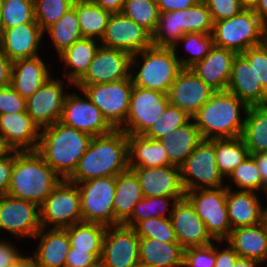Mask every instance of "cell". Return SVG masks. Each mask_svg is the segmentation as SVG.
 I'll use <instances>...</instances> for the list:
<instances>
[{
	"instance_id": "cell-43",
	"label": "cell",
	"mask_w": 267,
	"mask_h": 267,
	"mask_svg": "<svg viewBox=\"0 0 267 267\" xmlns=\"http://www.w3.org/2000/svg\"><path fill=\"white\" fill-rule=\"evenodd\" d=\"M190 119L191 116L184 110L169 103L163 114L159 116L155 122H153L143 136L153 140H159L168 133L182 127Z\"/></svg>"
},
{
	"instance_id": "cell-8",
	"label": "cell",
	"mask_w": 267,
	"mask_h": 267,
	"mask_svg": "<svg viewBox=\"0 0 267 267\" xmlns=\"http://www.w3.org/2000/svg\"><path fill=\"white\" fill-rule=\"evenodd\" d=\"M81 198L82 221L116 226L114 215L116 176L94 178L76 183Z\"/></svg>"
},
{
	"instance_id": "cell-4",
	"label": "cell",
	"mask_w": 267,
	"mask_h": 267,
	"mask_svg": "<svg viewBox=\"0 0 267 267\" xmlns=\"http://www.w3.org/2000/svg\"><path fill=\"white\" fill-rule=\"evenodd\" d=\"M241 108L246 114L249 106L227 90L216 91L191 118L203 139L236 138L244 129Z\"/></svg>"
},
{
	"instance_id": "cell-48",
	"label": "cell",
	"mask_w": 267,
	"mask_h": 267,
	"mask_svg": "<svg viewBox=\"0 0 267 267\" xmlns=\"http://www.w3.org/2000/svg\"><path fill=\"white\" fill-rule=\"evenodd\" d=\"M229 177H231V181L236 183L240 190L258 191L261 189L264 192L267 191L251 154L233 170Z\"/></svg>"
},
{
	"instance_id": "cell-45",
	"label": "cell",
	"mask_w": 267,
	"mask_h": 267,
	"mask_svg": "<svg viewBox=\"0 0 267 267\" xmlns=\"http://www.w3.org/2000/svg\"><path fill=\"white\" fill-rule=\"evenodd\" d=\"M180 41L184 42L187 51L192 54L187 58H179L177 56L182 68H190L196 62L203 60L214 46L212 34L186 33L177 41V44L173 47L174 50H177L176 47L179 46L178 43Z\"/></svg>"
},
{
	"instance_id": "cell-3",
	"label": "cell",
	"mask_w": 267,
	"mask_h": 267,
	"mask_svg": "<svg viewBox=\"0 0 267 267\" xmlns=\"http://www.w3.org/2000/svg\"><path fill=\"white\" fill-rule=\"evenodd\" d=\"M37 151L15 150L7 195L40 207L62 179Z\"/></svg>"
},
{
	"instance_id": "cell-19",
	"label": "cell",
	"mask_w": 267,
	"mask_h": 267,
	"mask_svg": "<svg viewBox=\"0 0 267 267\" xmlns=\"http://www.w3.org/2000/svg\"><path fill=\"white\" fill-rule=\"evenodd\" d=\"M62 85V81L50 76L33 95L26 99V112L40 129L60 121L67 95L64 94Z\"/></svg>"
},
{
	"instance_id": "cell-42",
	"label": "cell",
	"mask_w": 267,
	"mask_h": 267,
	"mask_svg": "<svg viewBox=\"0 0 267 267\" xmlns=\"http://www.w3.org/2000/svg\"><path fill=\"white\" fill-rule=\"evenodd\" d=\"M33 21L34 0H4L0 10V31Z\"/></svg>"
},
{
	"instance_id": "cell-61",
	"label": "cell",
	"mask_w": 267,
	"mask_h": 267,
	"mask_svg": "<svg viewBox=\"0 0 267 267\" xmlns=\"http://www.w3.org/2000/svg\"><path fill=\"white\" fill-rule=\"evenodd\" d=\"M261 21L267 26V0H259L253 9Z\"/></svg>"
},
{
	"instance_id": "cell-44",
	"label": "cell",
	"mask_w": 267,
	"mask_h": 267,
	"mask_svg": "<svg viewBox=\"0 0 267 267\" xmlns=\"http://www.w3.org/2000/svg\"><path fill=\"white\" fill-rule=\"evenodd\" d=\"M177 201L173 197H143L134 207L131 216L123 223L124 226L133 228L138 222L148 218H170V214L166 215L165 211L168 208L169 200ZM158 206V207H157ZM157 209V210H156Z\"/></svg>"
},
{
	"instance_id": "cell-60",
	"label": "cell",
	"mask_w": 267,
	"mask_h": 267,
	"mask_svg": "<svg viewBox=\"0 0 267 267\" xmlns=\"http://www.w3.org/2000/svg\"><path fill=\"white\" fill-rule=\"evenodd\" d=\"M96 5L112 13H120L125 0H92Z\"/></svg>"
},
{
	"instance_id": "cell-16",
	"label": "cell",
	"mask_w": 267,
	"mask_h": 267,
	"mask_svg": "<svg viewBox=\"0 0 267 267\" xmlns=\"http://www.w3.org/2000/svg\"><path fill=\"white\" fill-rule=\"evenodd\" d=\"M84 96L86 99L75 93H67L60 122L92 137L112 132L115 128L99 108L85 94Z\"/></svg>"
},
{
	"instance_id": "cell-35",
	"label": "cell",
	"mask_w": 267,
	"mask_h": 267,
	"mask_svg": "<svg viewBox=\"0 0 267 267\" xmlns=\"http://www.w3.org/2000/svg\"><path fill=\"white\" fill-rule=\"evenodd\" d=\"M99 46L96 39L83 37L59 55L72 68L66 74L70 84L75 85L85 75Z\"/></svg>"
},
{
	"instance_id": "cell-51",
	"label": "cell",
	"mask_w": 267,
	"mask_h": 267,
	"mask_svg": "<svg viewBox=\"0 0 267 267\" xmlns=\"http://www.w3.org/2000/svg\"><path fill=\"white\" fill-rule=\"evenodd\" d=\"M213 22L231 18L239 14L244 8L240 0H203Z\"/></svg>"
},
{
	"instance_id": "cell-22",
	"label": "cell",
	"mask_w": 267,
	"mask_h": 267,
	"mask_svg": "<svg viewBox=\"0 0 267 267\" xmlns=\"http://www.w3.org/2000/svg\"><path fill=\"white\" fill-rule=\"evenodd\" d=\"M171 222L177 242L184 248L206 246L212 238L207 233L204 222L197 215L194 206L186 198L173 201Z\"/></svg>"
},
{
	"instance_id": "cell-24",
	"label": "cell",
	"mask_w": 267,
	"mask_h": 267,
	"mask_svg": "<svg viewBox=\"0 0 267 267\" xmlns=\"http://www.w3.org/2000/svg\"><path fill=\"white\" fill-rule=\"evenodd\" d=\"M39 130L26 111L0 115V135L12 150L37 151Z\"/></svg>"
},
{
	"instance_id": "cell-37",
	"label": "cell",
	"mask_w": 267,
	"mask_h": 267,
	"mask_svg": "<svg viewBox=\"0 0 267 267\" xmlns=\"http://www.w3.org/2000/svg\"><path fill=\"white\" fill-rule=\"evenodd\" d=\"M73 6L77 13L82 36L99 39L98 42H100L111 13L96 5L92 0H75Z\"/></svg>"
},
{
	"instance_id": "cell-38",
	"label": "cell",
	"mask_w": 267,
	"mask_h": 267,
	"mask_svg": "<svg viewBox=\"0 0 267 267\" xmlns=\"http://www.w3.org/2000/svg\"><path fill=\"white\" fill-rule=\"evenodd\" d=\"M65 229L72 248L92 253L100 260L107 226L82 221Z\"/></svg>"
},
{
	"instance_id": "cell-31",
	"label": "cell",
	"mask_w": 267,
	"mask_h": 267,
	"mask_svg": "<svg viewBox=\"0 0 267 267\" xmlns=\"http://www.w3.org/2000/svg\"><path fill=\"white\" fill-rule=\"evenodd\" d=\"M191 120L159 139L174 166L180 167L203 140L195 122Z\"/></svg>"
},
{
	"instance_id": "cell-2",
	"label": "cell",
	"mask_w": 267,
	"mask_h": 267,
	"mask_svg": "<svg viewBox=\"0 0 267 267\" xmlns=\"http://www.w3.org/2000/svg\"><path fill=\"white\" fill-rule=\"evenodd\" d=\"M41 129L37 152L61 179H68L93 137L60 121Z\"/></svg>"
},
{
	"instance_id": "cell-40",
	"label": "cell",
	"mask_w": 267,
	"mask_h": 267,
	"mask_svg": "<svg viewBox=\"0 0 267 267\" xmlns=\"http://www.w3.org/2000/svg\"><path fill=\"white\" fill-rule=\"evenodd\" d=\"M52 38L53 45L60 55L74 42L83 38L75 7L69 9L56 23L45 31Z\"/></svg>"
},
{
	"instance_id": "cell-11",
	"label": "cell",
	"mask_w": 267,
	"mask_h": 267,
	"mask_svg": "<svg viewBox=\"0 0 267 267\" xmlns=\"http://www.w3.org/2000/svg\"><path fill=\"white\" fill-rule=\"evenodd\" d=\"M185 197L204 222L207 233L215 241H225L231 232L226 206L227 187L187 191Z\"/></svg>"
},
{
	"instance_id": "cell-66",
	"label": "cell",
	"mask_w": 267,
	"mask_h": 267,
	"mask_svg": "<svg viewBox=\"0 0 267 267\" xmlns=\"http://www.w3.org/2000/svg\"><path fill=\"white\" fill-rule=\"evenodd\" d=\"M261 224L264 227V230L267 234V208H264L262 210V215H261Z\"/></svg>"
},
{
	"instance_id": "cell-12",
	"label": "cell",
	"mask_w": 267,
	"mask_h": 267,
	"mask_svg": "<svg viewBox=\"0 0 267 267\" xmlns=\"http://www.w3.org/2000/svg\"><path fill=\"white\" fill-rule=\"evenodd\" d=\"M180 174L185 192L225 186L216 164L215 139H203L180 166Z\"/></svg>"
},
{
	"instance_id": "cell-20",
	"label": "cell",
	"mask_w": 267,
	"mask_h": 267,
	"mask_svg": "<svg viewBox=\"0 0 267 267\" xmlns=\"http://www.w3.org/2000/svg\"><path fill=\"white\" fill-rule=\"evenodd\" d=\"M137 176L143 197H173L177 201L185 197L180 167H129Z\"/></svg>"
},
{
	"instance_id": "cell-47",
	"label": "cell",
	"mask_w": 267,
	"mask_h": 267,
	"mask_svg": "<svg viewBox=\"0 0 267 267\" xmlns=\"http://www.w3.org/2000/svg\"><path fill=\"white\" fill-rule=\"evenodd\" d=\"M75 0H34L35 20L43 31L56 23L69 9Z\"/></svg>"
},
{
	"instance_id": "cell-28",
	"label": "cell",
	"mask_w": 267,
	"mask_h": 267,
	"mask_svg": "<svg viewBox=\"0 0 267 267\" xmlns=\"http://www.w3.org/2000/svg\"><path fill=\"white\" fill-rule=\"evenodd\" d=\"M40 238L38 249L33 252L40 267H65L71 248L66 229L41 227L34 238Z\"/></svg>"
},
{
	"instance_id": "cell-59",
	"label": "cell",
	"mask_w": 267,
	"mask_h": 267,
	"mask_svg": "<svg viewBox=\"0 0 267 267\" xmlns=\"http://www.w3.org/2000/svg\"><path fill=\"white\" fill-rule=\"evenodd\" d=\"M259 169L263 185L267 188V152L251 154Z\"/></svg>"
},
{
	"instance_id": "cell-17",
	"label": "cell",
	"mask_w": 267,
	"mask_h": 267,
	"mask_svg": "<svg viewBox=\"0 0 267 267\" xmlns=\"http://www.w3.org/2000/svg\"><path fill=\"white\" fill-rule=\"evenodd\" d=\"M131 55L123 50L99 46L88 71L75 85H93L123 80L131 75Z\"/></svg>"
},
{
	"instance_id": "cell-5",
	"label": "cell",
	"mask_w": 267,
	"mask_h": 267,
	"mask_svg": "<svg viewBox=\"0 0 267 267\" xmlns=\"http://www.w3.org/2000/svg\"><path fill=\"white\" fill-rule=\"evenodd\" d=\"M213 24L209 9L200 0L188 9L160 12L152 42L155 47L173 48L186 33L212 34Z\"/></svg>"
},
{
	"instance_id": "cell-6",
	"label": "cell",
	"mask_w": 267,
	"mask_h": 267,
	"mask_svg": "<svg viewBox=\"0 0 267 267\" xmlns=\"http://www.w3.org/2000/svg\"><path fill=\"white\" fill-rule=\"evenodd\" d=\"M212 36L215 46L242 54L267 40V26L253 9H243L231 18L214 22Z\"/></svg>"
},
{
	"instance_id": "cell-18",
	"label": "cell",
	"mask_w": 267,
	"mask_h": 267,
	"mask_svg": "<svg viewBox=\"0 0 267 267\" xmlns=\"http://www.w3.org/2000/svg\"><path fill=\"white\" fill-rule=\"evenodd\" d=\"M8 230L17 237H31L40 231L39 207L30 201L9 195L0 197V230Z\"/></svg>"
},
{
	"instance_id": "cell-15",
	"label": "cell",
	"mask_w": 267,
	"mask_h": 267,
	"mask_svg": "<svg viewBox=\"0 0 267 267\" xmlns=\"http://www.w3.org/2000/svg\"><path fill=\"white\" fill-rule=\"evenodd\" d=\"M100 42L102 46L123 50L131 56L153 45L152 35L121 12L110 15Z\"/></svg>"
},
{
	"instance_id": "cell-32",
	"label": "cell",
	"mask_w": 267,
	"mask_h": 267,
	"mask_svg": "<svg viewBox=\"0 0 267 267\" xmlns=\"http://www.w3.org/2000/svg\"><path fill=\"white\" fill-rule=\"evenodd\" d=\"M127 142L129 167L151 168L172 165L159 140L146 138L143 135H127Z\"/></svg>"
},
{
	"instance_id": "cell-13",
	"label": "cell",
	"mask_w": 267,
	"mask_h": 267,
	"mask_svg": "<svg viewBox=\"0 0 267 267\" xmlns=\"http://www.w3.org/2000/svg\"><path fill=\"white\" fill-rule=\"evenodd\" d=\"M169 103L168 94L133 85L125 125L119 129L127 135H143Z\"/></svg>"
},
{
	"instance_id": "cell-25",
	"label": "cell",
	"mask_w": 267,
	"mask_h": 267,
	"mask_svg": "<svg viewBox=\"0 0 267 267\" xmlns=\"http://www.w3.org/2000/svg\"><path fill=\"white\" fill-rule=\"evenodd\" d=\"M227 91L248 106L267 104V91L257 82L254 65L242 54L234 57Z\"/></svg>"
},
{
	"instance_id": "cell-53",
	"label": "cell",
	"mask_w": 267,
	"mask_h": 267,
	"mask_svg": "<svg viewBox=\"0 0 267 267\" xmlns=\"http://www.w3.org/2000/svg\"><path fill=\"white\" fill-rule=\"evenodd\" d=\"M65 267H99V259L87 251L70 248Z\"/></svg>"
},
{
	"instance_id": "cell-33",
	"label": "cell",
	"mask_w": 267,
	"mask_h": 267,
	"mask_svg": "<svg viewBox=\"0 0 267 267\" xmlns=\"http://www.w3.org/2000/svg\"><path fill=\"white\" fill-rule=\"evenodd\" d=\"M184 248L178 242L139 239V262L153 267H183Z\"/></svg>"
},
{
	"instance_id": "cell-41",
	"label": "cell",
	"mask_w": 267,
	"mask_h": 267,
	"mask_svg": "<svg viewBox=\"0 0 267 267\" xmlns=\"http://www.w3.org/2000/svg\"><path fill=\"white\" fill-rule=\"evenodd\" d=\"M121 13L146 29L151 35L156 29L160 15L156 0H125Z\"/></svg>"
},
{
	"instance_id": "cell-50",
	"label": "cell",
	"mask_w": 267,
	"mask_h": 267,
	"mask_svg": "<svg viewBox=\"0 0 267 267\" xmlns=\"http://www.w3.org/2000/svg\"><path fill=\"white\" fill-rule=\"evenodd\" d=\"M242 55L254 65L256 80L267 91V40L260 45L250 47Z\"/></svg>"
},
{
	"instance_id": "cell-55",
	"label": "cell",
	"mask_w": 267,
	"mask_h": 267,
	"mask_svg": "<svg viewBox=\"0 0 267 267\" xmlns=\"http://www.w3.org/2000/svg\"><path fill=\"white\" fill-rule=\"evenodd\" d=\"M20 256L21 253L18 252L16 246L8 241H0V267H13Z\"/></svg>"
},
{
	"instance_id": "cell-27",
	"label": "cell",
	"mask_w": 267,
	"mask_h": 267,
	"mask_svg": "<svg viewBox=\"0 0 267 267\" xmlns=\"http://www.w3.org/2000/svg\"><path fill=\"white\" fill-rule=\"evenodd\" d=\"M227 187L226 206L231 229L261 223L262 205L255 191H231Z\"/></svg>"
},
{
	"instance_id": "cell-26",
	"label": "cell",
	"mask_w": 267,
	"mask_h": 267,
	"mask_svg": "<svg viewBox=\"0 0 267 267\" xmlns=\"http://www.w3.org/2000/svg\"><path fill=\"white\" fill-rule=\"evenodd\" d=\"M236 55L231 50L214 45L204 59L190 69L216 91H226Z\"/></svg>"
},
{
	"instance_id": "cell-52",
	"label": "cell",
	"mask_w": 267,
	"mask_h": 267,
	"mask_svg": "<svg viewBox=\"0 0 267 267\" xmlns=\"http://www.w3.org/2000/svg\"><path fill=\"white\" fill-rule=\"evenodd\" d=\"M26 111V99L11 85L0 88V115Z\"/></svg>"
},
{
	"instance_id": "cell-67",
	"label": "cell",
	"mask_w": 267,
	"mask_h": 267,
	"mask_svg": "<svg viewBox=\"0 0 267 267\" xmlns=\"http://www.w3.org/2000/svg\"><path fill=\"white\" fill-rule=\"evenodd\" d=\"M136 267H153V266L139 262Z\"/></svg>"
},
{
	"instance_id": "cell-63",
	"label": "cell",
	"mask_w": 267,
	"mask_h": 267,
	"mask_svg": "<svg viewBox=\"0 0 267 267\" xmlns=\"http://www.w3.org/2000/svg\"><path fill=\"white\" fill-rule=\"evenodd\" d=\"M260 264L261 263L256 260L239 257L234 267H256L257 265H260Z\"/></svg>"
},
{
	"instance_id": "cell-64",
	"label": "cell",
	"mask_w": 267,
	"mask_h": 267,
	"mask_svg": "<svg viewBox=\"0 0 267 267\" xmlns=\"http://www.w3.org/2000/svg\"><path fill=\"white\" fill-rule=\"evenodd\" d=\"M11 151L12 149L6 144L5 140L0 135V159L7 156Z\"/></svg>"
},
{
	"instance_id": "cell-39",
	"label": "cell",
	"mask_w": 267,
	"mask_h": 267,
	"mask_svg": "<svg viewBox=\"0 0 267 267\" xmlns=\"http://www.w3.org/2000/svg\"><path fill=\"white\" fill-rule=\"evenodd\" d=\"M249 155L242 137L215 139L216 164L223 177H229Z\"/></svg>"
},
{
	"instance_id": "cell-68",
	"label": "cell",
	"mask_w": 267,
	"mask_h": 267,
	"mask_svg": "<svg viewBox=\"0 0 267 267\" xmlns=\"http://www.w3.org/2000/svg\"><path fill=\"white\" fill-rule=\"evenodd\" d=\"M3 2H4V0H0V10H1Z\"/></svg>"
},
{
	"instance_id": "cell-46",
	"label": "cell",
	"mask_w": 267,
	"mask_h": 267,
	"mask_svg": "<svg viewBox=\"0 0 267 267\" xmlns=\"http://www.w3.org/2000/svg\"><path fill=\"white\" fill-rule=\"evenodd\" d=\"M133 229L139 238L157 239L161 242H177L170 218H148L138 222Z\"/></svg>"
},
{
	"instance_id": "cell-56",
	"label": "cell",
	"mask_w": 267,
	"mask_h": 267,
	"mask_svg": "<svg viewBox=\"0 0 267 267\" xmlns=\"http://www.w3.org/2000/svg\"><path fill=\"white\" fill-rule=\"evenodd\" d=\"M200 0H156L160 12L188 9Z\"/></svg>"
},
{
	"instance_id": "cell-29",
	"label": "cell",
	"mask_w": 267,
	"mask_h": 267,
	"mask_svg": "<svg viewBox=\"0 0 267 267\" xmlns=\"http://www.w3.org/2000/svg\"><path fill=\"white\" fill-rule=\"evenodd\" d=\"M51 76L40 56L13 62L11 86L25 99L33 95Z\"/></svg>"
},
{
	"instance_id": "cell-58",
	"label": "cell",
	"mask_w": 267,
	"mask_h": 267,
	"mask_svg": "<svg viewBox=\"0 0 267 267\" xmlns=\"http://www.w3.org/2000/svg\"><path fill=\"white\" fill-rule=\"evenodd\" d=\"M216 249V263L215 267H234L237 259L239 258L238 254L233 250V248L228 245L226 249L221 251Z\"/></svg>"
},
{
	"instance_id": "cell-21",
	"label": "cell",
	"mask_w": 267,
	"mask_h": 267,
	"mask_svg": "<svg viewBox=\"0 0 267 267\" xmlns=\"http://www.w3.org/2000/svg\"><path fill=\"white\" fill-rule=\"evenodd\" d=\"M216 92L190 68H183L168 92L170 104L184 110L191 117Z\"/></svg>"
},
{
	"instance_id": "cell-65",
	"label": "cell",
	"mask_w": 267,
	"mask_h": 267,
	"mask_svg": "<svg viewBox=\"0 0 267 267\" xmlns=\"http://www.w3.org/2000/svg\"><path fill=\"white\" fill-rule=\"evenodd\" d=\"M259 0H240L244 9H254Z\"/></svg>"
},
{
	"instance_id": "cell-23",
	"label": "cell",
	"mask_w": 267,
	"mask_h": 267,
	"mask_svg": "<svg viewBox=\"0 0 267 267\" xmlns=\"http://www.w3.org/2000/svg\"><path fill=\"white\" fill-rule=\"evenodd\" d=\"M44 31L35 21L0 31V45L12 61L38 56Z\"/></svg>"
},
{
	"instance_id": "cell-10",
	"label": "cell",
	"mask_w": 267,
	"mask_h": 267,
	"mask_svg": "<svg viewBox=\"0 0 267 267\" xmlns=\"http://www.w3.org/2000/svg\"><path fill=\"white\" fill-rule=\"evenodd\" d=\"M94 103L107 121L119 129L125 123L133 89L131 75L123 80L93 85H74Z\"/></svg>"
},
{
	"instance_id": "cell-57",
	"label": "cell",
	"mask_w": 267,
	"mask_h": 267,
	"mask_svg": "<svg viewBox=\"0 0 267 267\" xmlns=\"http://www.w3.org/2000/svg\"><path fill=\"white\" fill-rule=\"evenodd\" d=\"M13 62L3 52L0 45V88L11 85Z\"/></svg>"
},
{
	"instance_id": "cell-14",
	"label": "cell",
	"mask_w": 267,
	"mask_h": 267,
	"mask_svg": "<svg viewBox=\"0 0 267 267\" xmlns=\"http://www.w3.org/2000/svg\"><path fill=\"white\" fill-rule=\"evenodd\" d=\"M139 239L131 227L123 224L107 226L99 267H136L139 263Z\"/></svg>"
},
{
	"instance_id": "cell-54",
	"label": "cell",
	"mask_w": 267,
	"mask_h": 267,
	"mask_svg": "<svg viewBox=\"0 0 267 267\" xmlns=\"http://www.w3.org/2000/svg\"><path fill=\"white\" fill-rule=\"evenodd\" d=\"M14 160L15 150H12L7 156L0 159V197L8 192Z\"/></svg>"
},
{
	"instance_id": "cell-7",
	"label": "cell",
	"mask_w": 267,
	"mask_h": 267,
	"mask_svg": "<svg viewBox=\"0 0 267 267\" xmlns=\"http://www.w3.org/2000/svg\"><path fill=\"white\" fill-rule=\"evenodd\" d=\"M139 55L142 56L143 64L136 76L131 72L133 85L168 94L172 83L183 69L176 50L152 45L131 56V67L137 66Z\"/></svg>"
},
{
	"instance_id": "cell-9",
	"label": "cell",
	"mask_w": 267,
	"mask_h": 267,
	"mask_svg": "<svg viewBox=\"0 0 267 267\" xmlns=\"http://www.w3.org/2000/svg\"><path fill=\"white\" fill-rule=\"evenodd\" d=\"M40 225L65 229L82 222L81 198L76 183L62 179L39 207Z\"/></svg>"
},
{
	"instance_id": "cell-1",
	"label": "cell",
	"mask_w": 267,
	"mask_h": 267,
	"mask_svg": "<svg viewBox=\"0 0 267 267\" xmlns=\"http://www.w3.org/2000/svg\"><path fill=\"white\" fill-rule=\"evenodd\" d=\"M129 169L127 134L121 129L95 136L74 173L68 178L74 183L94 178L116 176Z\"/></svg>"
},
{
	"instance_id": "cell-34",
	"label": "cell",
	"mask_w": 267,
	"mask_h": 267,
	"mask_svg": "<svg viewBox=\"0 0 267 267\" xmlns=\"http://www.w3.org/2000/svg\"><path fill=\"white\" fill-rule=\"evenodd\" d=\"M114 194V215L123 224L131 216L135 205L143 199L139 180L131 169L116 175Z\"/></svg>"
},
{
	"instance_id": "cell-62",
	"label": "cell",
	"mask_w": 267,
	"mask_h": 267,
	"mask_svg": "<svg viewBox=\"0 0 267 267\" xmlns=\"http://www.w3.org/2000/svg\"><path fill=\"white\" fill-rule=\"evenodd\" d=\"M13 267H40L37 260L34 257L20 256V258L14 263Z\"/></svg>"
},
{
	"instance_id": "cell-30",
	"label": "cell",
	"mask_w": 267,
	"mask_h": 267,
	"mask_svg": "<svg viewBox=\"0 0 267 267\" xmlns=\"http://www.w3.org/2000/svg\"><path fill=\"white\" fill-rule=\"evenodd\" d=\"M226 242L241 258L267 261V234L261 223L231 230Z\"/></svg>"
},
{
	"instance_id": "cell-49",
	"label": "cell",
	"mask_w": 267,
	"mask_h": 267,
	"mask_svg": "<svg viewBox=\"0 0 267 267\" xmlns=\"http://www.w3.org/2000/svg\"><path fill=\"white\" fill-rule=\"evenodd\" d=\"M215 263L216 248L213 243L184 249L183 267H215Z\"/></svg>"
},
{
	"instance_id": "cell-36",
	"label": "cell",
	"mask_w": 267,
	"mask_h": 267,
	"mask_svg": "<svg viewBox=\"0 0 267 267\" xmlns=\"http://www.w3.org/2000/svg\"><path fill=\"white\" fill-rule=\"evenodd\" d=\"M242 138L249 154L267 152V104L249 106Z\"/></svg>"
}]
</instances>
